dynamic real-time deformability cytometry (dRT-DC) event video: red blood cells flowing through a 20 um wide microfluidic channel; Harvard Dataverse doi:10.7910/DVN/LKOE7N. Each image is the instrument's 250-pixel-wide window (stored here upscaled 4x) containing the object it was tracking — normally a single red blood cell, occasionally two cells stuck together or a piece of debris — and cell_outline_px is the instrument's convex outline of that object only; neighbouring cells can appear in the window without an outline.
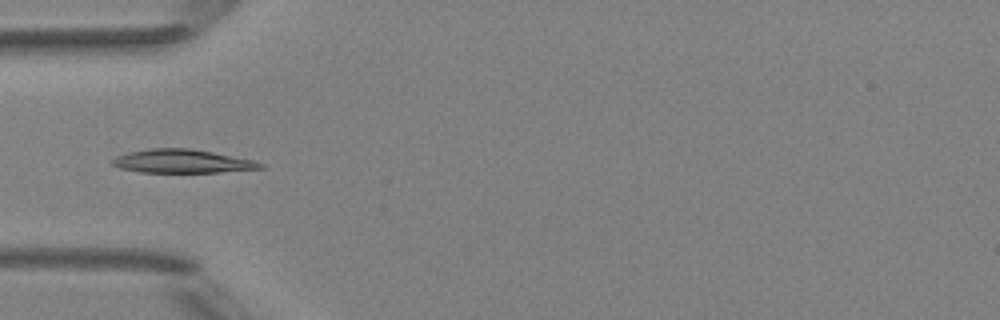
{"species": "Egyptian fruit bat (a non-hibernating species)", "species_latin": "Rousettus aegyptiacus", "temperature_condition": "room temperature", "stored_images_in_passage": 5, "camera_frame_rate_fps": 3000, "um_per_image_px": 0.085, "animal": {"sex": "female"}, "frame": {"image": 1, "passage_image": 5, "time_ms": 4.333, "image_size_px": [1000, 320], "cell_outline_px": [[264, 168], [216, 172], [140, 172], [120, 168], [112, 164], [112, 160], [116, 156], [128, 152], [152, 148], [188, 148], [212, 152], [252, 160], [264, 164]], "centroid_in_image_um": [15.45, 13.7], "position_along_channel_um": 69.6, "area_um2": 20.0}}